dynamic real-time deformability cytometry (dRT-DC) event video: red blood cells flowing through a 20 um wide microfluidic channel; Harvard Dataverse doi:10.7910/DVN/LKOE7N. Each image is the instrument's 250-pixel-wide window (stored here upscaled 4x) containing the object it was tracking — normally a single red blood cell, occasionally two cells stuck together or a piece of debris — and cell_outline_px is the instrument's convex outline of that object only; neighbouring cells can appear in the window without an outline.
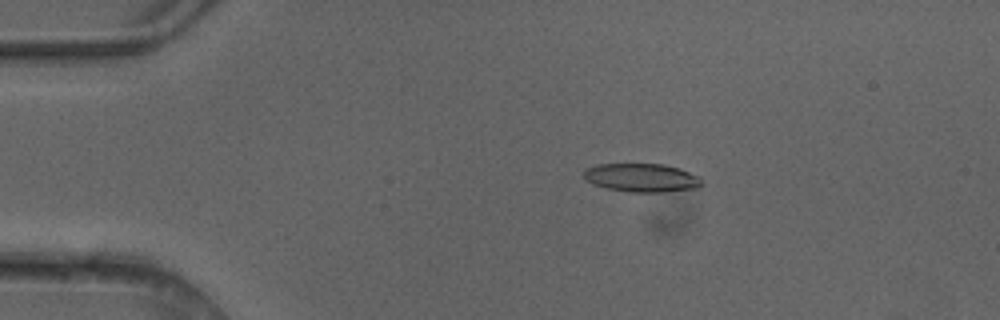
{"species": "common noctule bat (a hibernating species)", "species_latin": "Nyctalus noctula", "temperature_condition": "cold", "stored_images_in_passage": 6, "camera_frame_rate_fps": 3000, "um_per_image_px": 0.085, "animal": {"sex": "female"}, "frame": {"image": 1, "passage_image": 3, "time_ms": 0.667, "image_size_px": [1000, 320], "cell_outline_px": [[704, 184], [700, 188], [664, 192], [628, 192], [608, 188], [592, 184], [584, 180], [584, 172], [588, 168], [596, 164], [664, 164], [680, 168], [700, 176]], "centroid_in_image_um": [54.6, 15.11], "position_along_channel_um": 30.4, "area_um2": 19.88}}
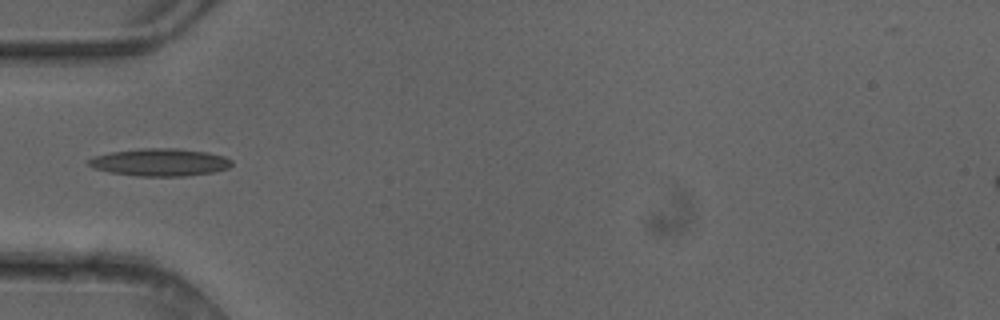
{"frame": {"image": 2, "passage_image": 5, "time_ms": 1.333, "image_size_px": [1000, 320], "cell_outline_px": [[232, 164], [228, 168], [216, 172], [184, 176], [136, 176], [108, 172], [92, 168], [88, 164], [88, 160], [96, 156], [112, 152], [140, 148], [176, 148], [208, 152], [224, 156], [232, 160]], "centroid_in_image_um": [13.62, 13.8], "position_along_channel_um": 71.4, "area_um2": 23.06}}
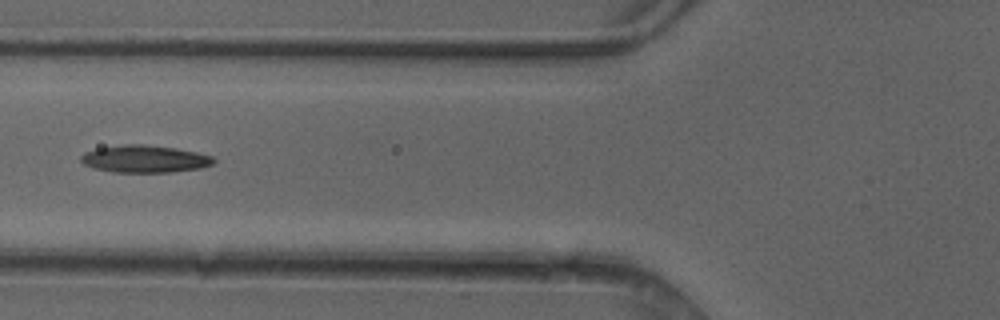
{"frame": {"image": 3, "passage_image": 6, "time_ms": 1.667, "image_size_px": [1000, 320], "cell_outline_px": [[216, 160], [212, 164], [200, 168], [172, 172], [112, 172], [92, 168], [84, 164], [80, 160], [80, 156], [84, 152], [96, 148], [124, 144], [140, 144], [176, 148], [196, 152], [212, 156]], "centroid_in_image_um": [12.26, 13.51], "position_along_channel_um": 113.5, "area_um2": 21.21}}